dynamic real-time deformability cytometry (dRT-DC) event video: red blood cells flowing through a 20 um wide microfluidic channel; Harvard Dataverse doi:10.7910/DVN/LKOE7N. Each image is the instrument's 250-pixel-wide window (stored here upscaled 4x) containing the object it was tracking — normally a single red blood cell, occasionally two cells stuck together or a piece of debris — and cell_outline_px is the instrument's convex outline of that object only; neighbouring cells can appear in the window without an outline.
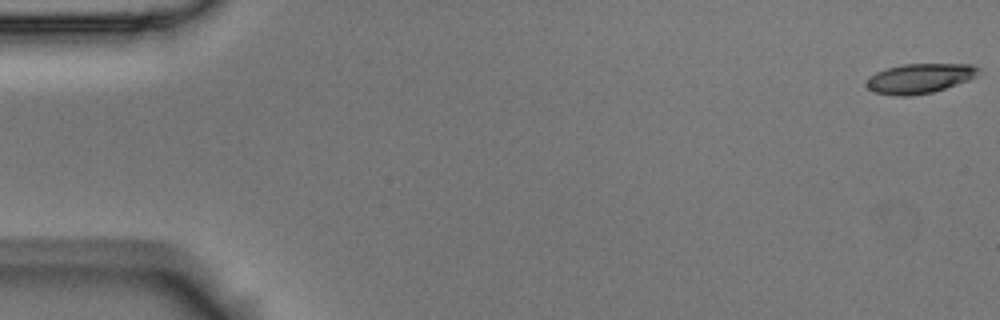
{"species": "Egyptian fruit bat (a non-hibernating species)", "species_latin": "Rousettus aegyptiacus", "temperature_condition": "room temperature", "stored_images_in_passage": 54, "camera_frame_rate_fps": 3000, "um_per_image_px": 0.085, "animal": {"sex": "male"}, "frame": {"image": 1, "passage_image": 1, "time_ms": 0.0, "image_size_px": [1000, 320], "cell_outline_px": [[980, 72], [976, 76], [968, 80], [932, 92], [908, 96], [896, 96], [872, 92], [864, 84], [868, 76], [876, 72], [888, 68], [904, 64], [972, 64], [980, 68]], "centroid_in_image_um": [78.13, 6.66], "position_along_channel_um": 6.9, "area_um2": 19.48}}
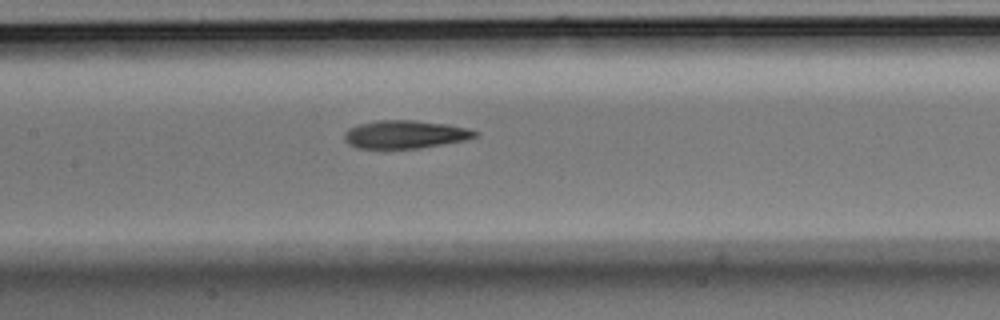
{"frame": {"image": 2, "passage_image": 27, "time_ms": 8.667, "image_size_px": [1000, 320], "cell_outline_px": [[480, 132], [476, 136], [464, 140], [420, 148], [356, 148], [348, 144], [344, 140], [344, 132], [348, 128], [356, 124], [376, 120], [412, 120], [448, 124], [468, 128]], "centroid_in_image_um": [34.39, 11.41], "position_along_channel_um": 173.0, "area_um2": 21.5}}
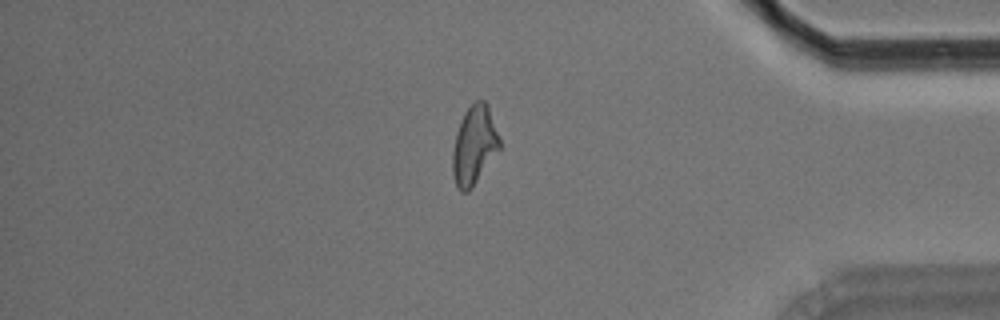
{"frame": {"image": 3, "passage_image": 48, "time_ms": 15.667, "image_size_px": [1000, 320], "cell_outline_px": [[500, 148], [472, 188], [468, 192], [460, 192], [456, 188], [452, 172], [452, 152], [456, 132], [464, 112], [472, 100], [484, 100], [488, 104], [500, 140]], "centroid_in_image_um": [40.28, 12.34], "position_along_channel_um": 394.9, "area_um2": 21.79}}